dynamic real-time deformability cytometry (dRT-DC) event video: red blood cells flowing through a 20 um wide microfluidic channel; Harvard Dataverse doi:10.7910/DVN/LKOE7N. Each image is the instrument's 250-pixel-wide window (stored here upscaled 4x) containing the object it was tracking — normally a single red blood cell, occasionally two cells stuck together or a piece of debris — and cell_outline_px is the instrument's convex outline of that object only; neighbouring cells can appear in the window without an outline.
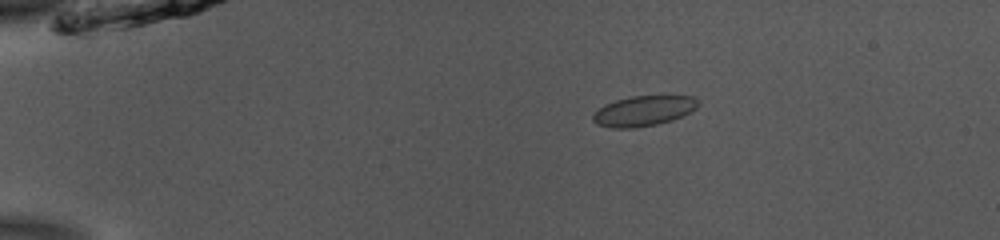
{"species": "common noctule bat (a hibernating species)", "species_latin": "Nyctalus noctula", "temperature_condition": "room temperature", "stored_images_in_passage": 43, "camera_frame_rate_fps": 3000, "um_per_image_px": 0.085, "animal": {"sex": "male", "body_mass_g": 13.0, "forearm_length_mm": 53.1}, "frame": {"image": 1, "passage_image": 1, "time_ms": 0.0, "image_size_px": [1000, 240], "cell_outline_px": [[700, 104], [696, 108], [672, 120], [656, 124], [636, 128], [612, 128], [596, 124], [592, 120], [592, 116], [604, 104], [616, 100], [632, 96], [692, 96], [700, 100]], "centroid_in_image_um": [54.7, 9.43], "position_along_channel_um": 30.3, "area_um2": 18.44}}
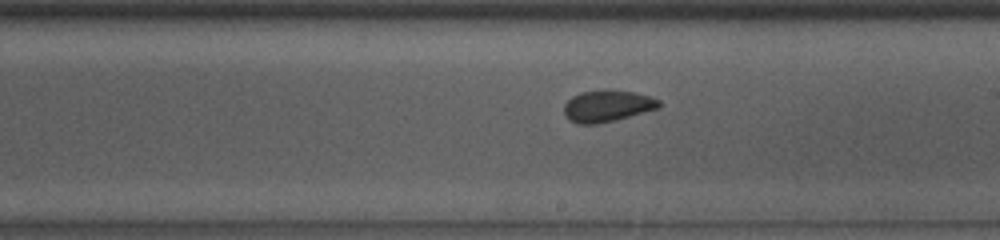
{"frame": {"image": 2, "passage_image": 22, "time_ms": 7.0, "image_size_px": [1000, 240], "cell_outline_px": [[660, 108], [616, 120], [596, 124], [576, 124], [568, 120], [564, 112], [564, 104], [572, 96], [580, 92], [604, 88], [608, 88], [632, 92], [648, 96], [660, 100]], "centroid_in_image_um": [51.59, 9.0], "position_along_channel_um": 237.4, "area_um2": 17.86}}
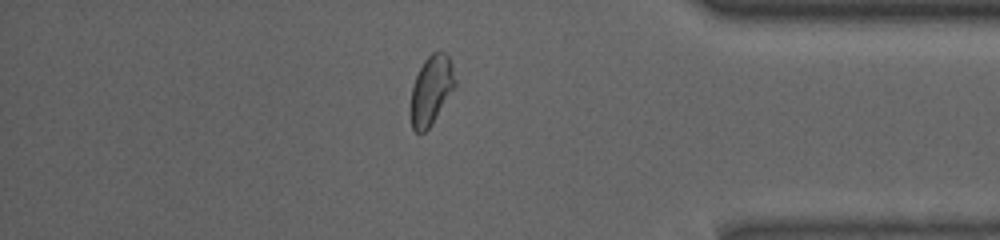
{"frame": {"image": 3, "passage_image": 36, "time_ms": 11.667, "image_size_px": [1000, 240], "cell_outline_px": [[456, 88], [432, 124], [424, 132], [416, 132], [412, 128], [412, 88], [416, 76], [424, 60], [432, 52], [444, 52], [448, 56], [452, 64], [456, 84]], "centroid_in_image_um": [36.7, 7.65], "position_along_channel_um": 398.5, "area_um2": 17.69}, "authors_computed_cell_mechanics": {"area_um2": 17.8024, "velocity_mm_per_s": 3.8782, "shape_relaxation_time_tau1_ms": null, "shape_relaxation_time_tau2_ms": 0.9301, "deformation_change_tau1": null, "deformation_change_tau2": 0.0343}}